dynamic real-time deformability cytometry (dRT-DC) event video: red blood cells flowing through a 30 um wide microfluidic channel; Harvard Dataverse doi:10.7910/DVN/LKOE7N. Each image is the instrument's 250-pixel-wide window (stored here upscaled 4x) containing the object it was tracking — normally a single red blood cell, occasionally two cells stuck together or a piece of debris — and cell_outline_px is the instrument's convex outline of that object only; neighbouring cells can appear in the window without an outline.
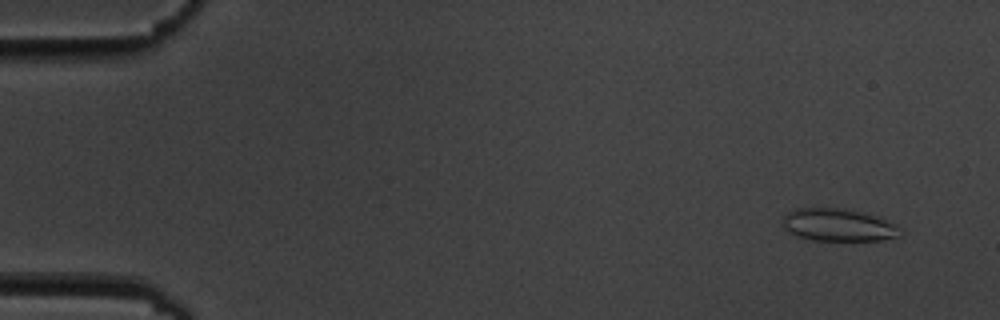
{"species": "common noctule bat (a hibernating species)", "species_latin": "Nyctalus noctula", "temperature_condition": "cold", "stored_images_in_passage": 6, "camera_frame_rate_fps": 3000, "um_per_image_px": 0.085, "animal": {"sex": "male", "body_mass_g": 19.5, "forearm_length_mm": 54.6}, "frame": {"image": 1, "passage_image": 1, "time_ms": 0.0, "image_size_px": [1000, 320], "cell_outline_px": [[904, 236], [880, 240], [812, 240], [796, 236], [788, 232], [784, 228], [784, 216], [788, 212], [796, 208], [840, 208], [880, 216], [896, 224]], "centroid_in_image_um": [71.3, 19.13], "position_along_channel_um": 13.7, "area_um2": 22.43}}
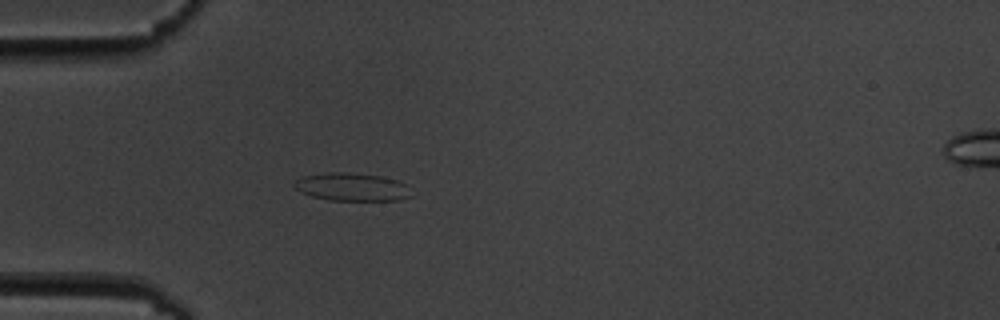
{"frame": {"image": 2, "passage_image": 5, "time_ms": 4.333, "image_size_px": [1000, 320], "cell_outline_px": [[412, 196], [400, 200], [328, 200], [312, 196], [300, 192], [292, 184], [296, 180], [304, 176], [328, 172], [348, 172], [380, 176], [396, 180], [408, 184]], "centroid_in_image_um": [29.93, 15.89], "position_along_channel_um": 55.1, "area_um2": 19.13}}